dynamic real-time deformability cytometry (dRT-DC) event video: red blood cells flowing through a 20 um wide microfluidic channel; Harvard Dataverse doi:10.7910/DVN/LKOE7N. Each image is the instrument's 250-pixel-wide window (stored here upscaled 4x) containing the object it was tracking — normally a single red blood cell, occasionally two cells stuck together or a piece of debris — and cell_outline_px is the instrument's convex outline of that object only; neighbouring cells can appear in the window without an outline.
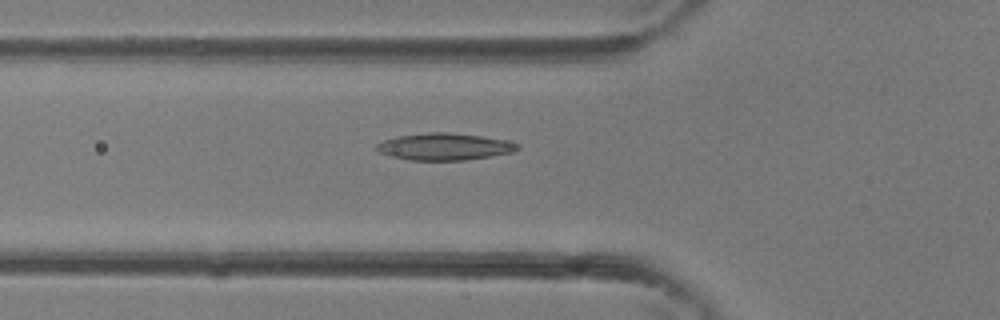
{"species": "common noctule bat (a hibernating species)", "species_latin": "Nyctalus noctula", "temperature_condition": "room temperature", "stored_images_in_passage": 39, "camera_frame_rate_fps": 3000, "um_per_image_px": 0.085, "animal": {"sex": "female"}, "frame": {"image": 1, "passage_image": 14, "time_ms": 4.333, "image_size_px": [1000, 320], "cell_outline_px": [[520, 148], [512, 152], [492, 156], [464, 160], [408, 160], [392, 156], [380, 152], [376, 148], [376, 144], [384, 140], [396, 136], [428, 132], [448, 132], [512, 140], [520, 144]], "centroid_in_image_um": [37.83, 12.46], "position_along_channel_um": 88.0, "area_um2": 22.25}}
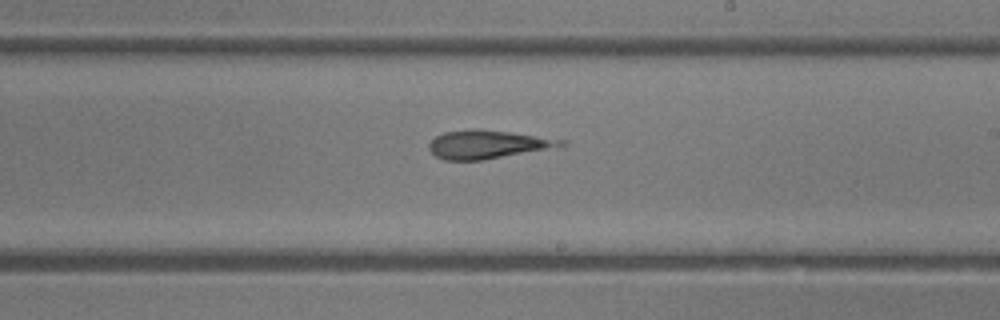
{"frame": {"image": 2, "passage_image": 23, "time_ms": 7.333, "image_size_px": [1000, 320], "cell_outline_px": [[568, 144], [484, 160], [444, 160], [436, 156], [428, 148], [428, 144], [436, 136], [444, 132], [468, 128], [476, 128], [512, 132], [568, 140]], "centroid_in_image_um": [41.41, 12.25], "position_along_channel_um": 247.6, "area_um2": 21.79}}
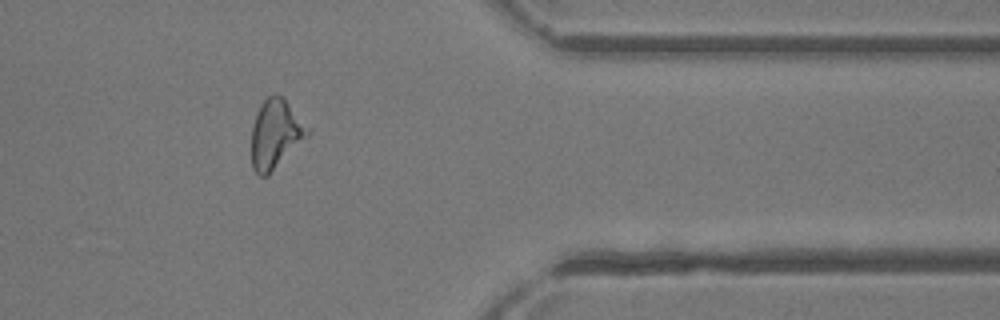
{"frame": {"image": 3, "passage_image": 32, "time_ms": 10.333, "image_size_px": [1000, 320], "cell_outline_px": [[312, 132], [268, 176], [260, 176], [252, 168], [252, 124], [256, 112], [264, 100], [268, 96], [284, 96], [312, 128]], "centroid_in_image_um": [23.47, 11.37], "position_along_channel_um": 387.9, "area_um2": 22.95}}